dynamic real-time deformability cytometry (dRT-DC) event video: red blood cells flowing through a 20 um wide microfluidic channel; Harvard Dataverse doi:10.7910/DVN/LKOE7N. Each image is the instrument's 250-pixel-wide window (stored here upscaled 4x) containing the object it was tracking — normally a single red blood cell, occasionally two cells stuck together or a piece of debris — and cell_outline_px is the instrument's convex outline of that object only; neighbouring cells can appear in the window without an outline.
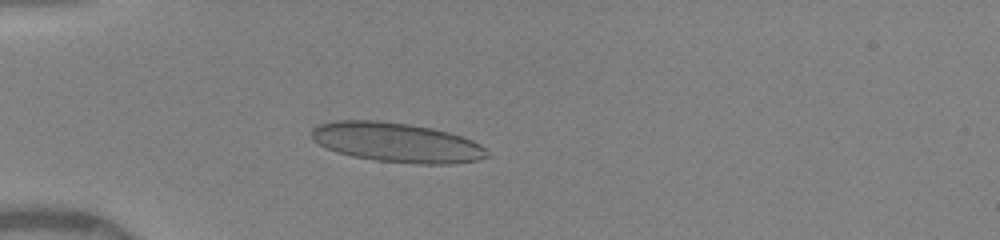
{"species": "human", "species_latin": "Homo sapiens", "temperature_condition": "warm", "stored_images_in_passage": 50, "camera_frame_rate_fps": 3000, "um_per_image_px": 0.085, "donor": {"sex": "female"}, "frame": {"image": 1, "passage_image": 15, "time_ms": 4.667, "image_size_px": [1000, 240], "cell_outline_px": [[492, 156], [476, 160], [452, 164], [420, 164], [376, 160], [352, 156], [328, 148], [312, 140], [312, 128], [320, 124], [336, 120], [376, 120], [408, 124], [432, 128], [448, 132], [472, 140], [480, 144]], "centroid_in_image_um": [33.74, 12.11], "position_along_channel_um": 51.3, "area_um2": 40.23}}
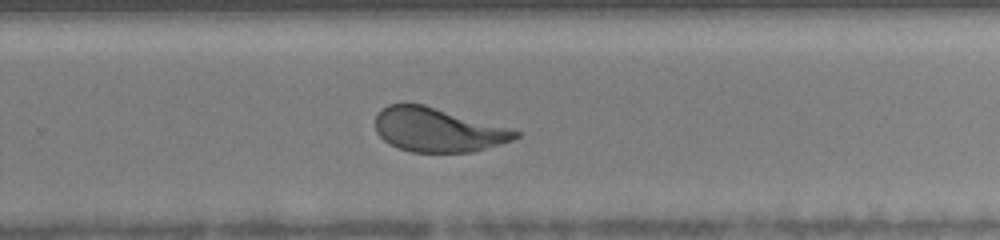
{"frame": {"image": 2, "passage_image": 34, "time_ms": 11.0, "image_size_px": [1000, 240], "cell_outline_px": [[520, 136], [512, 140], [472, 152], [412, 152], [396, 148], [388, 144], [376, 132], [376, 116], [380, 108], [388, 104], [424, 104], [512, 128], [520, 132]], "centroid_in_image_um": [37.2, 11.03], "position_along_channel_um": 292.6, "area_um2": 36.13}}
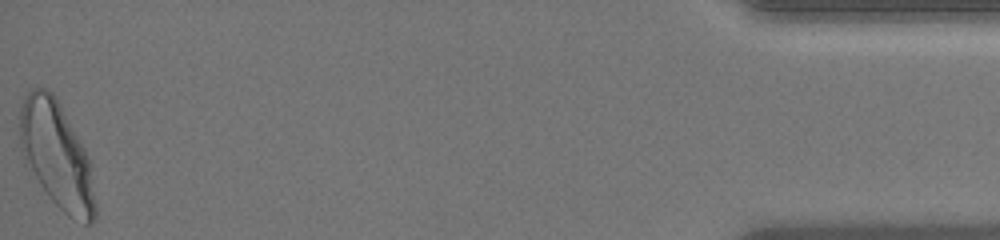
{"frame": {"image": 3, "passage_image": 50, "time_ms": 16.333, "image_size_px": [1000, 240], "cell_outline_px": [[96, 220], [92, 224], [84, 224], [68, 216], [52, 200], [24, 164], [20, 148], [20, 108], [24, 96], [32, 88], [48, 88], [56, 96], [84, 148], [88, 156], [96, 208]], "centroid_in_image_um": [4.79, 13.18], "position_along_channel_um": 430.4, "area_um2": 46.82}, "authors_computed_cell_mechanics": {"area_um2": 38.1769, "velocity_mm_per_s": 4.0979, "shape_relaxation_time_tau1_ms": 4.5808, "shape_relaxation_time_tau2_ms": null, "deformation_change_tau1": 0.176, "deformation_change_tau2": null}}